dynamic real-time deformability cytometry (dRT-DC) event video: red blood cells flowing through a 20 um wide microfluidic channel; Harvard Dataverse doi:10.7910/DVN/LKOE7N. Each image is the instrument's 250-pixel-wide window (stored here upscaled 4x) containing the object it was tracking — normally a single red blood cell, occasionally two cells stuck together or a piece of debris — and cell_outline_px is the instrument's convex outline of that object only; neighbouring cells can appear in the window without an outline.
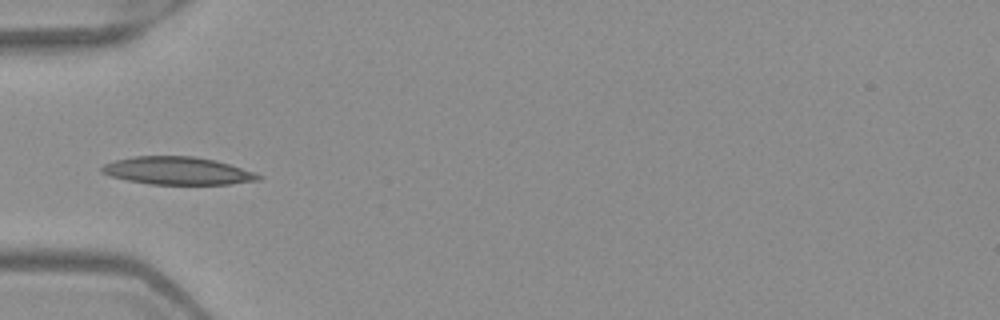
{"species": "Egyptian fruit bat (a non-hibernating species)", "species_latin": "Rousettus aegyptiacus", "temperature_condition": "warm", "stored_images_in_passage": 6, "camera_frame_rate_fps": 3000, "um_per_image_px": 0.085, "frame": {"image": 1, "passage_image": 5, "time_ms": 1.333, "image_size_px": [1000, 320], "cell_outline_px": [[264, 176], [260, 180], [228, 184], [148, 184], [128, 180], [112, 176], [100, 172], [100, 168], [104, 164], [116, 160], [132, 156], [196, 156], [216, 160]], "centroid_in_image_um": [15.07, 14.51], "position_along_channel_um": 69.9, "area_um2": 25.2}}
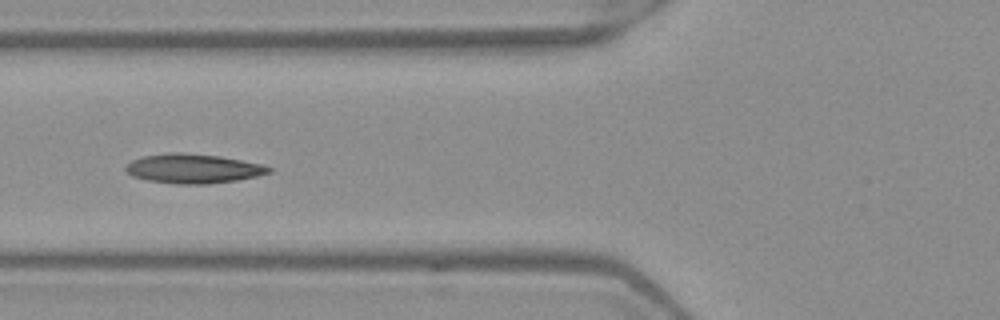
{"frame": {"image": 2, "passage_image": 6, "time_ms": 1.667, "image_size_px": [1000, 320], "cell_outline_px": [[272, 172], [256, 176], [236, 180], [208, 184], [176, 184], [148, 180], [132, 176], [124, 168], [132, 160], [144, 156], [168, 152], [180, 152], [220, 156], [260, 164], [272, 168]], "centroid_in_image_um": [16.41, 14.33], "position_along_channel_um": 109.4, "area_um2": 24.33}}